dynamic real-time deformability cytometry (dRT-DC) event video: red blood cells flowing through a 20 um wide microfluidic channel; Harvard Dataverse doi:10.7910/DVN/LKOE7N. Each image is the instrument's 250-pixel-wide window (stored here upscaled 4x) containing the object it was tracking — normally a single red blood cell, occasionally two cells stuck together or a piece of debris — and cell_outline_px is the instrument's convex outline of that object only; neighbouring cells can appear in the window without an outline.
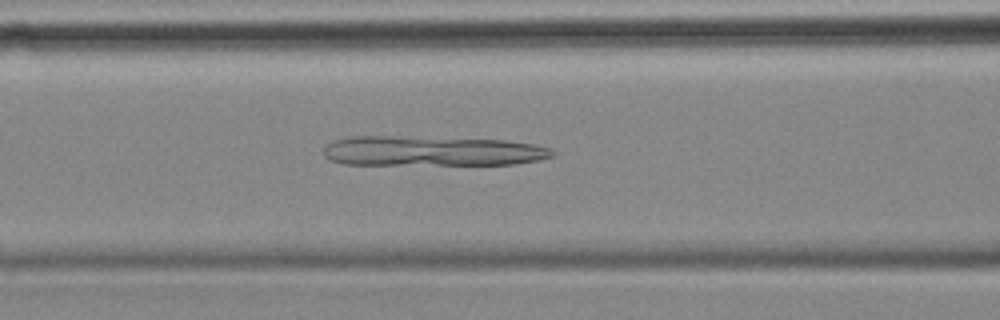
{"species": "common noctule bat (a hibernating species)", "species_latin": "Nyctalus noctula", "temperature_condition": "cold", "stored_images_in_passage": 54, "camera_frame_rate_fps": 3000, "um_per_image_px": 0.085, "animal": {"sex": "female", "body_mass_g": 18.4}, "frame": {"image": 1, "passage_image": 21, "time_ms": 6.667, "image_size_px": [1000, 320], "cell_outline_px": [[556, 152], [552, 156], [536, 160], [512, 164], [344, 164], [332, 160], [324, 156], [324, 148], [332, 140], [352, 136], [392, 136], [504, 140], [532, 144], [552, 148]], "centroid_in_image_um": [36.69, 12.83], "position_along_channel_um": 129.9, "area_um2": 39.65}}
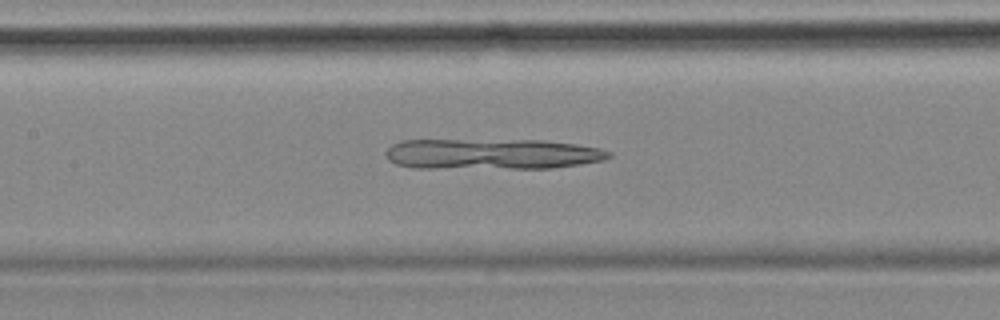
{"frame": {"image": 2, "passage_image": 24, "time_ms": 7.667, "image_size_px": [1000, 320], "cell_outline_px": [[612, 156], [604, 160], [580, 164], [552, 168], [416, 168], [396, 164], [388, 160], [384, 156], [384, 152], [392, 144], [400, 140], [544, 140], [576, 144], [600, 148], [612, 152]], "centroid_in_image_um": [41.8, 13.09], "position_along_channel_um": 165.6, "area_um2": 40.23}}
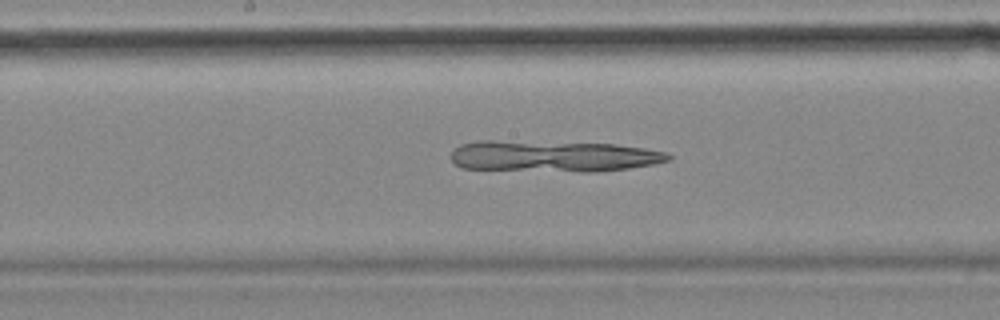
{"frame": {"image": 3, "passage_image": 27, "time_ms": 8.667, "image_size_px": [1000, 320], "cell_outline_px": [[672, 160], [652, 164], [628, 168], [596, 172], [580, 172], [464, 168], [456, 164], [448, 156], [452, 148], [460, 144], [480, 140], [492, 140], [616, 144], [644, 148], [668, 152], [672, 156]], "centroid_in_image_um": [47.01, 13.27], "position_along_channel_um": 201.2, "area_um2": 40.0}}